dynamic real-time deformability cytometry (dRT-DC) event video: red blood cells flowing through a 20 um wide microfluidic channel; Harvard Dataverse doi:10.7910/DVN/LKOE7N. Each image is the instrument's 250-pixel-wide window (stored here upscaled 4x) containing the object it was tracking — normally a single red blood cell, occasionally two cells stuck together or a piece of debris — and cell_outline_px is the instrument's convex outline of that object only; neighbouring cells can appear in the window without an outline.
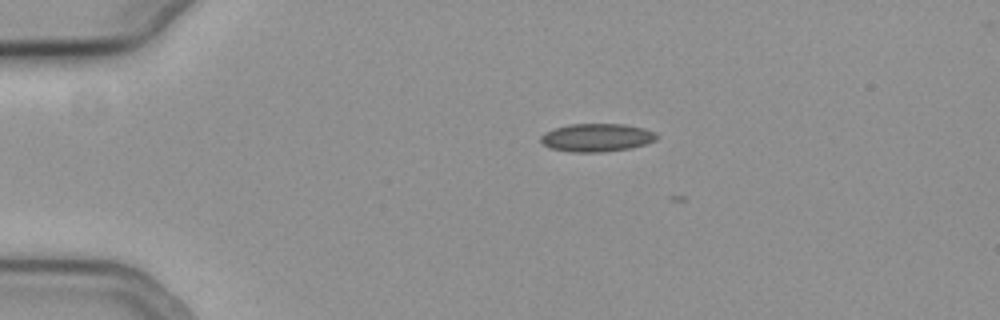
{"species": "common noctule bat (a hibernating species)", "species_latin": "Nyctalus noctula", "temperature_condition": "cold", "stored_images_in_passage": 2, "camera_frame_rate_fps": 3000, "um_per_image_px": 0.085, "animal": {"sex": "female", "body_mass_g": 19.3, "forearm_length_mm": 54.1}, "frame": {"image": 1, "passage_image": 1, "time_ms": 0.0, "image_size_px": [1000, 320], "cell_outline_px": [[660, 136], [656, 140], [632, 148], [596, 152], [572, 152], [552, 148], [544, 144], [540, 140], [540, 136], [544, 132], [568, 124], [624, 124], [644, 128], [656, 132]], "centroid_in_image_um": [50.76, 11.68], "position_along_channel_um": 34.2, "area_um2": 18.96}}